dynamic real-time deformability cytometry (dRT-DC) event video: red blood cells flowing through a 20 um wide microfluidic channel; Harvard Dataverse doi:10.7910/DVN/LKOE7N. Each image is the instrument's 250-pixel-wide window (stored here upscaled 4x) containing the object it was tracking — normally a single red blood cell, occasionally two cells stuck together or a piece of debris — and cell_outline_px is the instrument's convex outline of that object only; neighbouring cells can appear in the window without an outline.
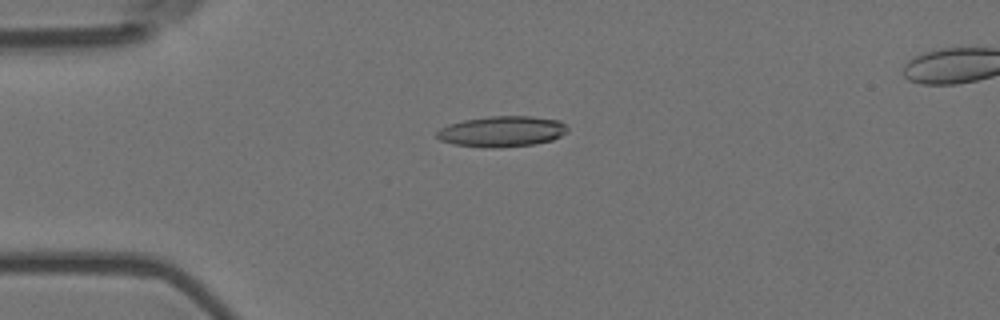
{"species": "Egyptian fruit bat (a non-hibernating species)", "species_latin": "Rousettus aegyptiacus", "temperature_condition": "room temperature", "stored_images_in_passage": 56, "segment_of_instrument_passage": [1, 2], "camera_frame_rate_fps": 3000, "um_per_image_px": 0.085, "animal": {"sex": "female"}, "frame": {"image": 1, "passage_image": 14, "time_ms": 4.333, "image_size_px": [1000, 320], "cell_outline_px": [[568, 132], [552, 140], [532, 144], [492, 148], [484, 148], [452, 144], [440, 140], [436, 136], [436, 132], [440, 128], [448, 124], [464, 120], [488, 116], [532, 116], [560, 120], [568, 128]], "centroid_in_image_um": [42.65, 11.17], "position_along_channel_um": 42.4, "area_um2": 23.52}}
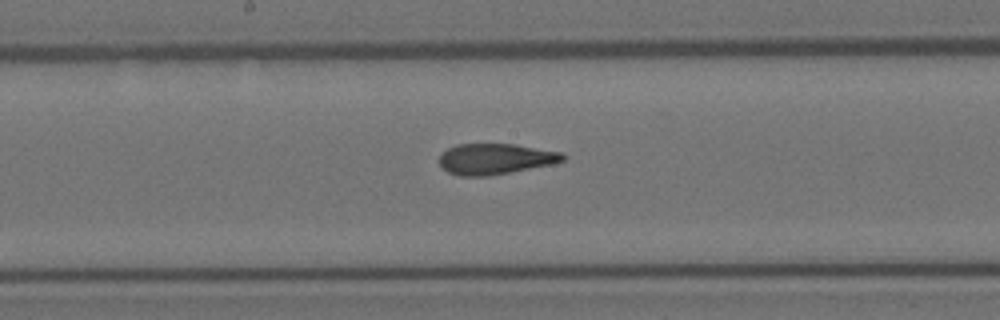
{"frame": {"image": 2, "passage_image": 29, "time_ms": 9.333, "image_size_px": [1000, 320], "cell_outline_px": [[564, 160], [552, 164], [488, 176], [460, 176], [448, 172], [440, 164], [440, 156], [448, 148], [456, 144], [516, 144], [560, 152], [564, 156]], "centroid_in_image_um": [42.08, 13.5], "position_along_channel_um": 206.1, "area_um2": 21.91}}
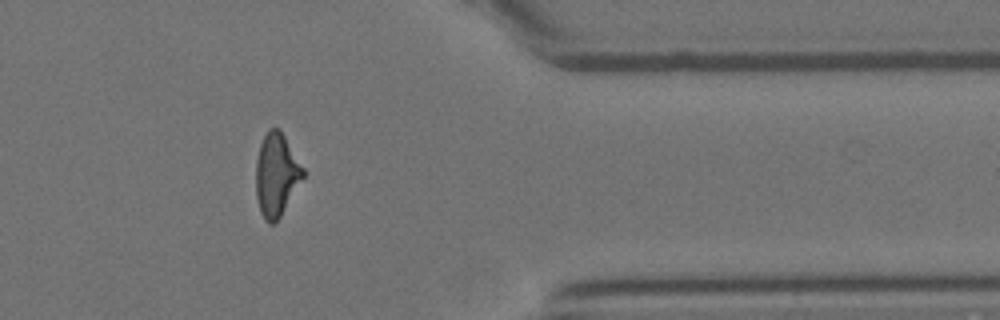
{"frame": {"image": 3, "passage_image": 45, "time_ms": 14.667, "image_size_px": [1000, 320], "cell_outline_px": [[304, 176], [280, 216], [272, 224], [268, 224], [264, 220], [260, 212], [256, 196], [256, 160], [260, 144], [268, 128], [280, 128], [304, 168]], "centroid_in_image_um": [23.48, 14.83], "position_along_channel_um": 387.9, "area_um2": 22.72}}